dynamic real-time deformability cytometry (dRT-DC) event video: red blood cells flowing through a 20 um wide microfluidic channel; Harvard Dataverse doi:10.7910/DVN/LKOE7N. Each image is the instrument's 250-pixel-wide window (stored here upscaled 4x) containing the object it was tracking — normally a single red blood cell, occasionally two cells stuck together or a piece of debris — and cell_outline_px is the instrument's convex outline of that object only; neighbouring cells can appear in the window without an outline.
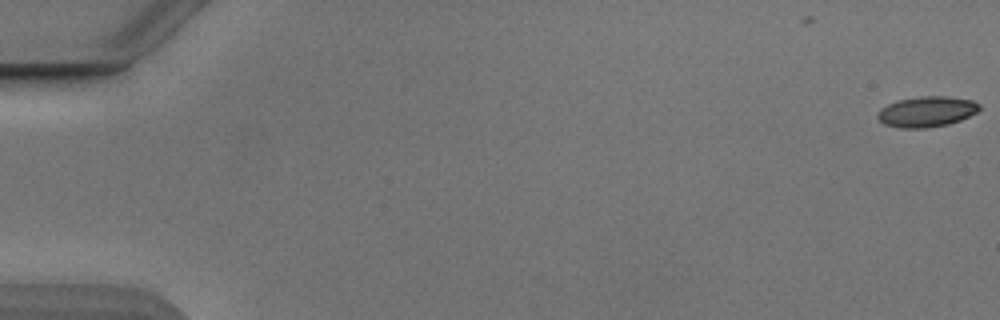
{"species": "Egyptian fruit bat (a non-hibernating species)", "species_latin": "Rousettus aegyptiacus", "temperature_condition": "cold", "stored_images_in_passage": 5, "camera_frame_rate_fps": 3000, "um_per_image_px": 0.085, "animal": {"sex": "male"}, "frame": {"image": 1, "passage_image": 1, "time_ms": 0.0, "image_size_px": [1000, 320], "cell_outline_px": [[980, 108], [976, 112], [960, 120], [948, 124], [928, 128], [900, 128], [884, 124], [876, 116], [876, 112], [880, 108], [896, 100], [920, 96], [944, 96], [972, 100], [980, 104]], "centroid_in_image_um": [78.73, 9.49], "position_along_channel_um": 6.3, "area_um2": 18.21}}